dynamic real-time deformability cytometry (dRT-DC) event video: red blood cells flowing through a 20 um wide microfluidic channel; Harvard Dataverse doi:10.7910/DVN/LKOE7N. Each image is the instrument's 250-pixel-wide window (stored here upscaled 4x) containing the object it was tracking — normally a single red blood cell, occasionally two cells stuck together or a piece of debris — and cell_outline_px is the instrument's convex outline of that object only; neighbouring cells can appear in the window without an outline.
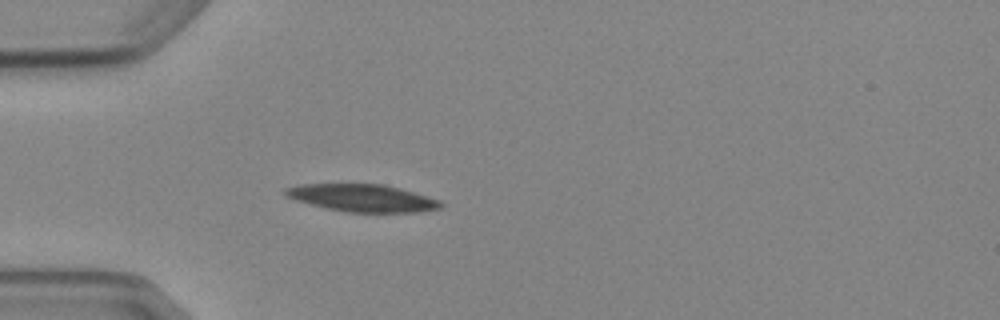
{"species": "Egyptian fruit bat (a non-hibernating species)", "species_latin": "Rousettus aegyptiacus", "temperature_condition": "cold", "stored_images_in_passage": 4, "camera_frame_rate_fps": 3000, "um_per_image_px": 0.085, "animal": {"sex": "female"}, "frame": {"image": 1, "passage_image": 4, "time_ms": 3.333, "image_size_px": [1000, 320], "cell_outline_px": [[444, 204], [440, 208], [416, 212], [348, 212], [328, 208], [296, 200], [288, 196], [284, 192], [284, 188], [300, 184], [384, 184], [400, 188], [428, 196], [440, 200]], "centroid_in_image_um": [30.84, 16.82], "position_along_channel_um": 54.2, "area_um2": 24.57}}